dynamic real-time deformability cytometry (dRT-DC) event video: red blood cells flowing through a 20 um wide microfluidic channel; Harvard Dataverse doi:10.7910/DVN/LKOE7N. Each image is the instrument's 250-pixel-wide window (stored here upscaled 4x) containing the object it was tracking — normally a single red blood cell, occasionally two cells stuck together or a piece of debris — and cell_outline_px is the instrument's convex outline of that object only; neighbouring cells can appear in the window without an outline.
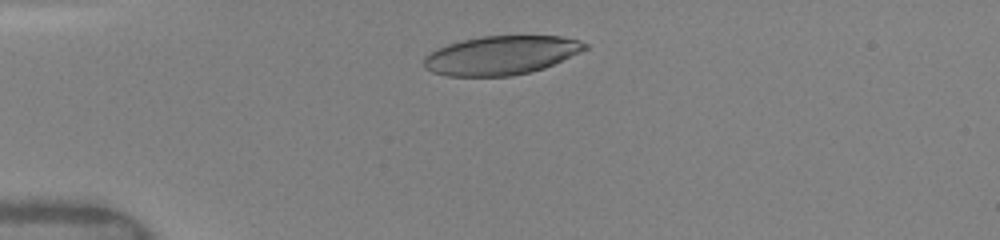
{"species": "human", "species_latin": "Homo sapiens", "temperature_condition": "warm", "stored_images_in_passage": 9, "camera_frame_rate_fps": 3000, "um_per_image_px": 0.085, "donor": {"sex": "female"}, "frame": {"image": 1, "passage_image": 2, "time_ms": 1.0, "image_size_px": [1000, 240], "cell_outline_px": [[588, 48], [580, 52], [544, 68], [532, 72], [512, 76], [448, 76], [432, 72], [424, 68], [424, 56], [436, 48], [448, 44], [480, 36], [560, 36], [580, 40], [588, 44]], "centroid_in_image_um": [42.58, 4.7], "position_along_channel_um": 42.4, "area_um2": 36.53}}
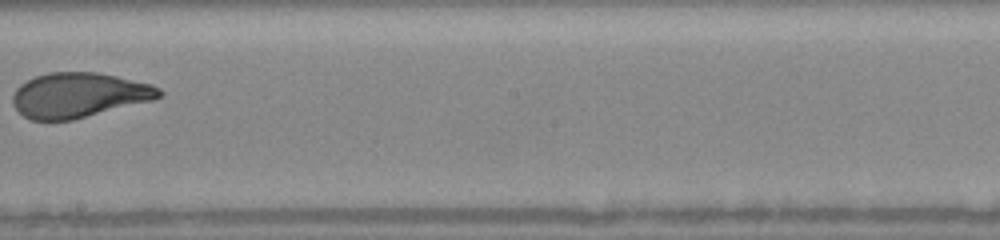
{"frame": {"image": 2, "passage_image": 7, "time_ms": 6.667, "image_size_px": [1000, 240], "cell_outline_px": [[164, 92], [156, 100], [72, 120], [32, 120], [24, 116], [12, 104], [12, 96], [16, 88], [20, 84], [36, 76], [52, 72], [96, 72], [116, 76], [152, 84], [160, 88]], "centroid_in_image_um": [6.73, 8.09], "position_along_channel_um": 241.5, "area_um2": 38.44}}